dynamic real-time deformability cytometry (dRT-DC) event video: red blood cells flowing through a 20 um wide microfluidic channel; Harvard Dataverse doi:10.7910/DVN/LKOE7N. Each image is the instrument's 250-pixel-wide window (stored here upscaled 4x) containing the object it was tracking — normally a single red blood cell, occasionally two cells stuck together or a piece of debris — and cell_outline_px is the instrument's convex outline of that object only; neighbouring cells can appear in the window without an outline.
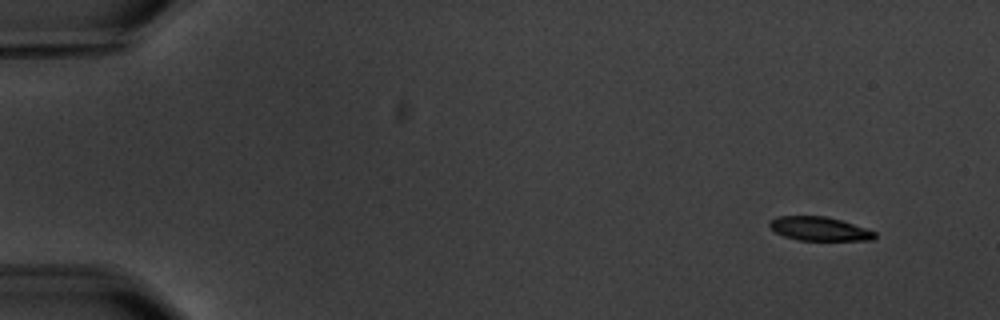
{"species": "common noctule bat (a hibernating species)", "species_latin": "Nyctalus noctula", "temperature_condition": "warm", "stored_images_in_passage": 6, "camera_frame_rate_fps": 3000, "um_per_image_px": 0.085, "animal": {"sex": "male", "body_mass_g": 20.1, "forearm_length_mm": 53.5}, "frame": {"image": 1, "passage_image": 1, "time_ms": 0.0, "image_size_px": [1000, 320], "cell_outline_px": [[876, 236], [872, 240], [800, 240], [784, 236], [776, 232], [768, 224], [776, 216], [824, 216], [840, 220], [876, 232]], "centroid_in_image_um": [69.63, 19.45], "position_along_channel_um": 15.4, "area_um2": 14.33}}
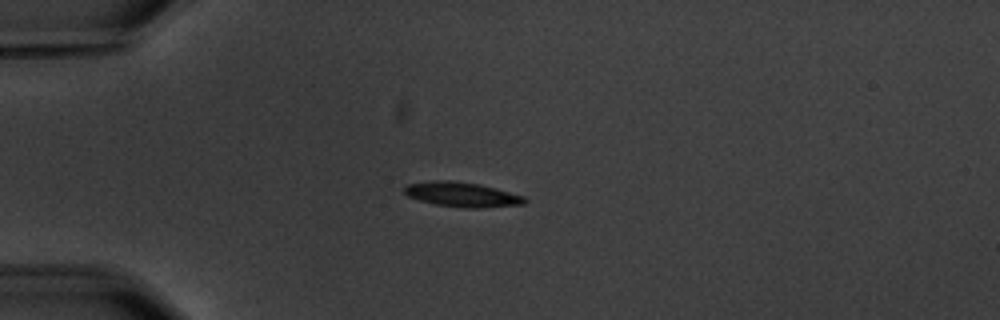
{"frame": {"image": 2, "passage_image": 4, "time_ms": 3.667, "image_size_px": [1000, 320], "cell_outline_px": [[528, 200], [524, 204], [476, 208], [464, 208], [436, 204], [420, 200], [408, 196], [404, 192], [404, 188], [408, 184], [440, 180], [452, 180], [480, 184], [524, 196]], "centroid_in_image_um": [39.29, 16.53], "position_along_channel_um": 45.7, "area_um2": 17.11}}
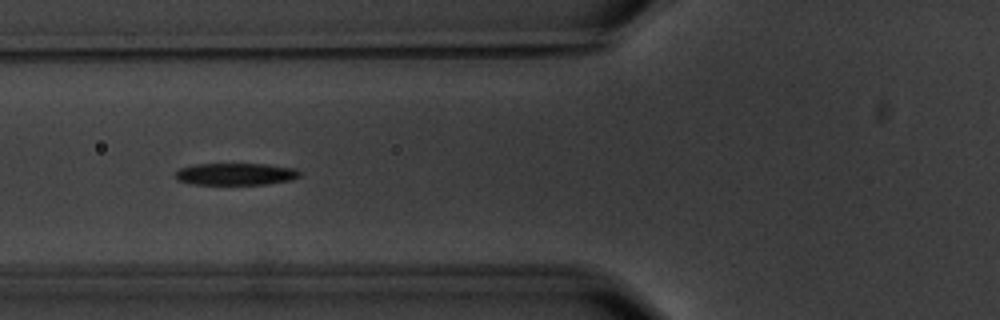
{"frame": {"image": 3, "passage_image": 6, "time_ms": 6.0, "image_size_px": [1000, 320], "cell_outline_px": [[300, 176], [292, 180], [268, 184], [192, 184], [176, 180], [176, 172], [180, 168], [196, 164], [268, 164], [296, 168], [300, 172]], "centroid_in_image_um": [20.07, 14.79], "position_along_channel_um": 105.7, "area_um2": 16.01}}